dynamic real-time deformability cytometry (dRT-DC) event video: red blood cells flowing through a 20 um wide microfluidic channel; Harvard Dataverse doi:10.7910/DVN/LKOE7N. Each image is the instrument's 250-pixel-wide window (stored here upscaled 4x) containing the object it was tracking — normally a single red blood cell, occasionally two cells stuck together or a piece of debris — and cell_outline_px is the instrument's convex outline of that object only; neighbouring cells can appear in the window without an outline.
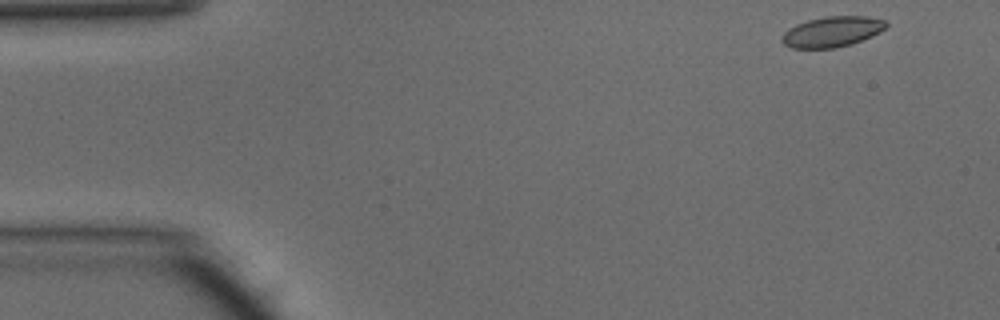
{"species": "common noctule bat (a hibernating species)", "species_latin": "Nyctalus noctula", "temperature_condition": "warm", "stored_images_in_passage": 45, "camera_frame_rate_fps": 3000, "um_per_image_px": 0.085, "animal": {"sex": "male", "body_mass_g": 15.6}, "frame": {"image": 1, "passage_image": 1, "time_ms": 0.0, "image_size_px": [1000, 320], "cell_outline_px": [[888, 24], [880, 32], [872, 36], [852, 44], [836, 48], [792, 48], [784, 44], [780, 40], [780, 36], [788, 28], [796, 24], [808, 20], [824, 16], [868, 16], [884, 20]], "centroid_in_image_um": [70.7, 2.69], "position_along_channel_um": 14.3, "area_um2": 18.67}}
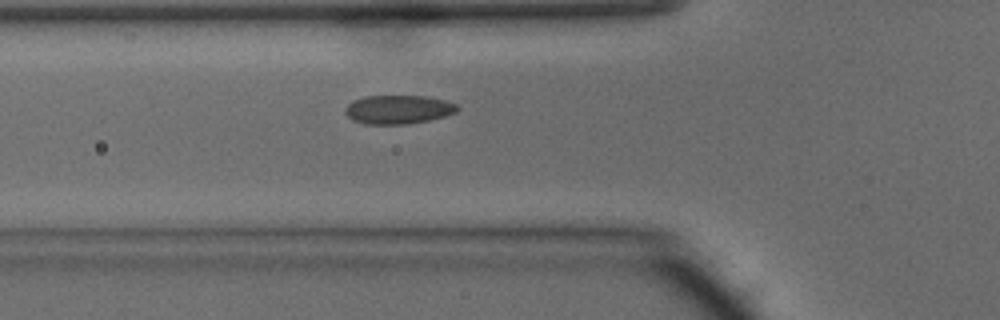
{"frame": {"image": 2, "passage_image": 14, "time_ms": 4.333, "image_size_px": [1000, 320], "cell_outline_px": [[460, 108], [456, 112], [444, 116], [428, 120], [408, 124], [364, 124], [352, 120], [344, 112], [344, 108], [352, 100], [364, 96], [424, 96], [444, 100], [456, 104]], "centroid_in_image_um": [33.81, 9.31], "position_along_channel_um": 92.0, "area_um2": 18.84}}
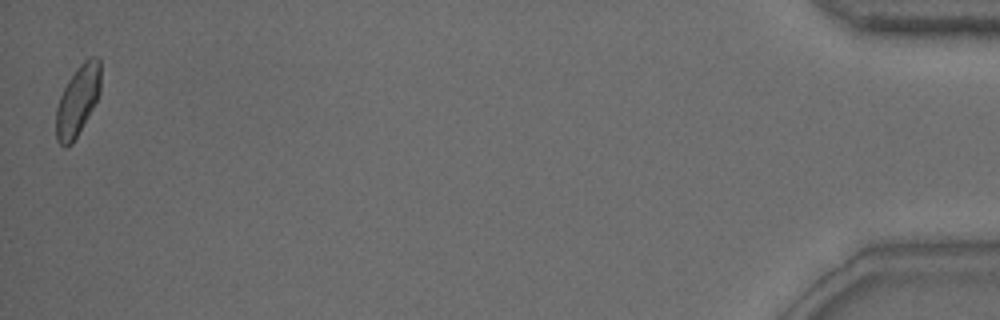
{"frame": {"image": 3, "passage_image": 45, "time_ms": 14.667, "image_size_px": [1000, 320], "cell_outline_px": [[100, 92], [92, 108], [72, 144], [68, 148], [64, 148], [56, 140], [56, 108], [60, 96], [68, 80], [76, 68], [88, 56], [96, 56], [100, 60]], "centroid_in_image_um": [6.59, 8.54], "position_along_channel_um": 428.6, "area_um2": 18.21}, "authors_computed_cell_mechanics": {"area_um2": 18.4382, "velocity_mm_per_s": 4.1722, "shape_relaxation_time_tau1_ms": 3.1391, "shape_relaxation_time_tau2_ms": null, "deformation_change_tau1": 0.0936, "deformation_change_tau2": null}}